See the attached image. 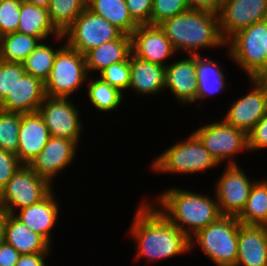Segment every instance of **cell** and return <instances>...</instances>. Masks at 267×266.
Returning <instances> with one entry per match:
<instances>
[{
    "mask_svg": "<svg viewBox=\"0 0 267 266\" xmlns=\"http://www.w3.org/2000/svg\"><path fill=\"white\" fill-rule=\"evenodd\" d=\"M133 219L130 233L138 244L136 259L158 261L190 251L189 237L151 203L142 202Z\"/></svg>",
    "mask_w": 267,
    "mask_h": 266,
    "instance_id": "1",
    "label": "cell"
},
{
    "mask_svg": "<svg viewBox=\"0 0 267 266\" xmlns=\"http://www.w3.org/2000/svg\"><path fill=\"white\" fill-rule=\"evenodd\" d=\"M175 51H187L189 55H199L196 51L214 46H227L217 14L188 10L159 24Z\"/></svg>",
    "mask_w": 267,
    "mask_h": 266,
    "instance_id": "2",
    "label": "cell"
},
{
    "mask_svg": "<svg viewBox=\"0 0 267 266\" xmlns=\"http://www.w3.org/2000/svg\"><path fill=\"white\" fill-rule=\"evenodd\" d=\"M156 199V208L189 239L222 216L217 200L181 188H170Z\"/></svg>",
    "mask_w": 267,
    "mask_h": 266,
    "instance_id": "3",
    "label": "cell"
},
{
    "mask_svg": "<svg viewBox=\"0 0 267 266\" xmlns=\"http://www.w3.org/2000/svg\"><path fill=\"white\" fill-rule=\"evenodd\" d=\"M240 224L237 217L220 216L191 237L190 249L197 243L216 266H235Z\"/></svg>",
    "mask_w": 267,
    "mask_h": 266,
    "instance_id": "4",
    "label": "cell"
},
{
    "mask_svg": "<svg viewBox=\"0 0 267 266\" xmlns=\"http://www.w3.org/2000/svg\"><path fill=\"white\" fill-rule=\"evenodd\" d=\"M229 56L250 79L266 74L267 25L259 21L233 35L227 42Z\"/></svg>",
    "mask_w": 267,
    "mask_h": 266,
    "instance_id": "5",
    "label": "cell"
},
{
    "mask_svg": "<svg viewBox=\"0 0 267 266\" xmlns=\"http://www.w3.org/2000/svg\"><path fill=\"white\" fill-rule=\"evenodd\" d=\"M218 165L195 133L163 151L152 163L155 172L198 173Z\"/></svg>",
    "mask_w": 267,
    "mask_h": 266,
    "instance_id": "6",
    "label": "cell"
},
{
    "mask_svg": "<svg viewBox=\"0 0 267 266\" xmlns=\"http://www.w3.org/2000/svg\"><path fill=\"white\" fill-rule=\"evenodd\" d=\"M85 56L65 44L56 54L49 78L45 81L48 97L69 98L88 79Z\"/></svg>",
    "mask_w": 267,
    "mask_h": 266,
    "instance_id": "7",
    "label": "cell"
},
{
    "mask_svg": "<svg viewBox=\"0 0 267 266\" xmlns=\"http://www.w3.org/2000/svg\"><path fill=\"white\" fill-rule=\"evenodd\" d=\"M51 191L52 185L47 180L39 177L28 165H22L0 191L1 211L15 215L16 210L38 203Z\"/></svg>",
    "mask_w": 267,
    "mask_h": 266,
    "instance_id": "8",
    "label": "cell"
},
{
    "mask_svg": "<svg viewBox=\"0 0 267 266\" xmlns=\"http://www.w3.org/2000/svg\"><path fill=\"white\" fill-rule=\"evenodd\" d=\"M122 34L119 29L88 8L84 9L63 33L68 39L66 44L82 55L105 42L118 39Z\"/></svg>",
    "mask_w": 267,
    "mask_h": 266,
    "instance_id": "9",
    "label": "cell"
},
{
    "mask_svg": "<svg viewBox=\"0 0 267 266\" xmlns=\"http://www.w3.org/2000/svg\"><path fill=\"white\" fill-rule=\"evenodd\" d=\"M194 133L218 164L229 159L228 165H237L233 156L249 151L248 134L224 121L204 125Z\"/></svg>",
    "mask_w": 267,
    "mask_h": 266,
    "instance_id": "10",
    "label": "cell"
},
{
    "mask_svg": "<svg viewBox=\"0 0 267 266\" xmlns=\"http://www.w3.org/2000/svg\"><path fill=\"white\" fill-rule=\"evenodd\" d=\"M39 114L42 116L50 136L60 137L79 142L82 130L79 109L68 98L48 97L39 106Z\"/></svg>",
    "mask_w": 267,
    "mask_h": 266,
    "instance_id": "11",
    "label": "cell"
},
{
    "mask_svg": "<svg viewBox=\"0 0 267 266\" xmlns=\"http://www.w3.org/2000/svg\"><path fill=\"white\" fill-rule=\"evenodd\" d=\"M217 182L215 199L221 215L238 217L246 205L254 182H250L238 165H227Z\"/></svg>",
    "mask_w": 267,
    "mask_h": 266,
    "instance_id": "12",
    "label": "cell"
},
{
    "mask_svg": "<svg viewBox=\"0 0 267 266\" xmlns=\"http://www.w3.org/2000/svg\"><path fill=\"white\" fill-rule=\"evenodd\" d=\"M220 31L227 42L239 31L267 17V0H222Z\"/></svg>",
    "mask_w": 267,
    "mask_h": 266,
    "instance_id": "13",
    "label": "cell"
},
{
    "mask_svg": "<svg viewBox=\"0 0 267 266\" xmlns=\"http://www.w3.org/2000/svg\"><path fill=\"white\" fill-rule=\"evenodd\" d=\"M254 88L249 94L233 103L224 118V122L247 134L267 113V90L259 79H250Z\"/></svg>",
    "mask_w": 267,
    "mask_h": 266,
    "instance_id": "14",
    "label": "cell"
},
{
    "mask_svg": "<svg viewBox=\"0 0 267 266\" xmlns=\"http://www.w3.org/2000/svg\"><path fill=\"white\" fill-rule=\"evenodd\" d=\"M77 142L73 140L50 137L43 150L28 164L41 178L50 184L61 170H64L75 158Z\"/></svg>",
    "mask_w": 267,
    "mask_h": 266,
    "instance_id": "15",
    "label": "cell"
},
{
    "mask_svg": "<svg viewBox=\"0 0 267 266\" xmlns=\"http://www.w3.org/2000/svg\"><path fill=\"white\" fill-rule=\"evenodd\" d=\"M131 37L132 55L166 66L164 60L176 52L159 25H139Z\"/></svg>",
    "mask_w": 267,
    "mask_h": 266,
    "instance_id": "16",
    "label": "cell"
},
{
    "mask_svg": "<svg viewBox=\"0 0 267 266\" xmlns=\"http://www.w3.org/2000/svg\"><path fill=\"white\" fill-rule=\"evenodd\" d=\"M45 97V83L41 79L25 73L0 103V110L21 114L38 112Z\"/></svg>",
    "mask_w": 267,
    "mask_h": 266,
    "instance_id": "17",
    "label": "cell"
},
{
    "mask_svg": "<svg viewBox=\"0 0 267 266\" xmlns=\"http://www.w3.org/2000/svg\"><path fill=\"white\" fill-rule=\"evenodd\" d=\"M50 133L39 112L21 114L19 128L18 160L28 165L43 150Z\"/></svg>",
    "mask_w": 267,
    "mask_h": 266,
    "instance_id": "18",
    "label": "cell"
},
{
    "mask_svg": "<svg viewBox=\"0 0 267 266\" xmlns=\"http://www.w3.org/2000/svg\"><path fill=\"white\" fill-rule=\"evenodd\" d=\"M235 266H267V226L240 224Z\"/></svg>",
    "mask_w": 267,
    "mask_h": 266,
    "instance_id": "19",
    "label": "cell"
},
{
    "mask_svg": "<svg viewBox=\"0 0 267 266\" xmlns=\"http://www.w3.org/2000/svg\"><path fill=\"white\" fill-rule=\"evenodd\" d=\"M165 69V88L170 89L182 104L195 102L198 91L196 55H189L187 59L165 66Z\"/></svg>",
    "mask_w": 267,
    "mask_h": 266,
    "instance_id": "20",
    "label": "cell"
},
{
    "mask_svg": "<svg viewBox=\"0 0 267 266\" xmlns=\"http://www.w3.org/2000/svg\"><path fill=\"white\" fill-rule=\"evenodd\" d=\"M2 239L21 255L49 253L50 243L38 233L30 230L13 214L3 213Z\"/></svg>",
    "mask_w": 267,
    "mask_h": 266,
    "instance_id": "21",
    "label": "cell"
},
{
    "mask_svg": "<svg viewBox=\"0 0 267 266\" xmlns=\"http://www.w3.org/2000/svg\"><path fill=\"white\" fill-rule=\"evenodd\" d=\"M53 190L41 201L23 208L14 215L30 230L44 237L51 244V229L58 217V205Z\"/></svg>",
    "mask_w": 267,
    "mask_h": 266,
    "instance_id": "22",
    "label": "cell"
},
{
    "mask_svg": "<svg viewBox=\"0 0 267 266\" xmlns=\"http://www.w3.org/2000/svg\"><path fill=\"white\" fill-rule=\"evenodd\" d=\"M130 89L142 95L156 94L165 89V66L130 55Z\"/></svg>",
    "mask_w": 267,
    "mask_h": 266,
    "instance_id": "23",
    "label": "cell"
},
{
    "mask_svg": "<svg viewBox=\"0 0 267 266\" xmlns=\"http://www.w3.org/2000/svg\"><path fill=\"white\" fill-rule=\"evenodd\" d=\"M131 54V37L122 34L118 39L105 42L84 55L87 71L101 72L112 64L128 60Z\"/></svg>",
    "mask_w": 267,
    "mask_h": 266,
    "instance_id": "24",
    "label": "cell"
},
{
    "mask_svg": "<svg viewBox=\"0 0 267 266\" xmlns=\"http://www.w3.org/2000/svg\"><path fill=\"white\" fill-rule=\"evenodd\" d=\"M17 32L37 37L41 42L52 34L59 41L65 39L52 24L48 8L22 1Z\"/></svg>",
    "mask_w": 267,
    "mask_h": 266,
    "instance_id": "25",
    "label": "cell"
},
{
    "mask_svg": "<svg viewBox=\"0 0 267 266\" xmlns=\"http://www.w3.org/2000/svg\"><path fill=\"white\" fill-rule=\"evenodd\" d=\"M87 8L123 34L131 35L139 26L131 17L125 0H87Z\"/></svg>",
    "mask_w": 267,
    "mask_h": 266,
    "instance_id": "26",
    "label": "cell"
},
{
    "mask_svg": "<svg viewBox=\"0 0 267 266\" xmlns=\"http://www.w3.org/2000/svg\"><path fill=\"white\" fill-rule=\"evenodd\" d=\"M196 73L198 81L196 100H203L224 90L225 76L212 59L202 57L201 54L196 55Z\"/></svg>",
    "mask_w": 267,
    "mask_h": 266,
    "instance_id": "27",
    "label": "cell"
},
{
    "mask_svg": "<svg viewBox=\"0 0 267 266\" xmlns=\"http://www.w3.org/2000/svg\"><path fill=\"white\" fill-rule=\"evenodd\" d=\"M241 224L267 226V180L255 181L242 213Z\"/></svg>",
    "mask_w": 267,
    "mask_h": 266,
    "instance_id": "28",
    "label": "cell"
},
{
    "mask_svg": "<svg viewBox=\"0 0 267 266\" xmlns=\"http://www.w3.org/2000/svg\"><path fill=\"white\" fill-rule=\"evenodd\" d=\"M39 43L37 37L19 32L4 35L0 37V60L23 63Z\"/></svg>",
    "mask_w": 267,
    "mask_h": 266,
    "instance_id": "29",
    "label": "cell"
},
{
    "mask_svg": "<svg viewBox=\"0 0 267 266\" xmlns=\"http://www.w3.org/2000/svg\"><path fill=\"white\" fill-rule=\"evenodd\" d=\"M87 8V0H51L48 12L54 27L63 34Z\"/></svg>",
    "mask_w": 267,
    "mask_h": 266,
    "instance_id": "30",
    "label": "cell"
},
{
    "mask_svg": "<svg viewBox=\"0 0 267 266\" xmlns=\"http://www.w3.org/2000/svg\"><path fill=\"white\" fill-rule=\"evenodd\" d=\"M61 48L55 50L40 42L22 63L25 72L45 83L51 73L55 56Z\"/></svg>",
    "mask_w": 267,
    "mask_h": 266,
    "instance_id": "31",
    "label": "cell"
},
{
    "mask_svg": "<svg viewBox=\"0 0 267 266\" xmlns=\"http://www.w3.org/2000/svg\"><path fill=\"white\" fill-rule=\"evenodd\" d=\"M87 92L90 102L104 112L115 110L123 100V92L101 78L90 82Z\"/></svg>",
    "mask_w": 267,
    "mask_h": 266,
    "instance_id": "32",
    "label": "cell"
},
{
    "mask_svg": "<svg viewBox=\"0 0 267 266\" xmlns=\"http://www.w3.org/2000/svg\"><path fill=\"white\" fill-rule=\"evenodd\" d=\"M21 113L0 110V149L17 155Z\"/></svg>",
    "mask_w": 267,
    "mask_h": 266,
    "instance_id": "33",
    "label": "cell"
},
{
    "mask_svg": "<svg viewBox=\"0 0 267 266\" xmlns=\"http://www.w3.org/2000/svg\"><path fill=\"white\" fill-rule=\"evenodd\" d=\"M188 10L190 6L187 0H153L151 25H159Z\"/></svg>",
    "mask_w": 267,
    "mask_h": 266,
    "instance_id": "34",
    "label": "cell"
},
{
    "mask_svg": "<svg viewBox=\"0 0 267 266\" xmlns=\"http://www.w3.org/2000/svg\"><path fill=\"white\" fill-rule=\"evenodd\" d=\"M22 0H0V37L17 32Z\"/></svg>",
    "mask_w": 267,
    "mask_h": 266,
    "instance_id": "35",
    "label": "cell"
},
{
    "mask_svg": "<svg viewBox=\"0 0 267 266\" xmlns=\"http://www.w3.org/2000/svg\"><path fill=\"white\" fill-rule=\"evenodd\" d=\"M100 78L121 92L130 86V57L128 60L110 65L100 72Z\"/></svg>",
    "mask_w": 267,
    "mask_h": 266,
    "instance_id": "36",
    "label": "cell"
},
{
    "mask_svg": "<svg viewBox=\"0 0 267 266\" xmlns=\"http://www.w3.org/2000/svg\"><path fill=\"white\" fill-rule=\"evenodd\" d=\"M22 63L0 60V103L13 90L17 81L25 74Z\"/></svg>",
    "mask_w": 267,
    "mask_h": 266,
    "instance_id": "37",
    "label": "cell"
},
{
    "mask_svg": "<svg viewBox=\"0 0 267 266\" xmlns=\"http://www.w3.org/2000/svg\"><path fill=\"white\" fill-rule=\"evenodd\" d=\"M22 165L16 154L0 149V191Z\"/></svg>",
    "mask_w": 267,
    "mask_h": 266,
    "instance_id": "38",
    "label": "cell"
},
{
    "mask_svg": "<svg viewBox=\"0 0 267 266\" xmlns=\"http://www.w3.org/2000/svg\"><path fill=\"white\" fill-rule=\"evenodd\" d=\"M132 19L138 25H151L153 0H125Z\"/></svg>",
    "mask_w": 267,
    "mask_h": 266,
    "instance_id": "39",
    "label": "cell"
},
{
    "mask_svg": "<svg viewBox=\"0 0 267 266\" xmlns=\"http://www.w3.org/2000/svg\"><path fill=\"white\" fill-rule=\"evenodd\" d=\"M267 147V113L248 133V149L257 150Z\"/></svg>",
    "mask_w": 267,
    "mask_h": 266,
    "instance_id": "40",
    "label": "cell"
},
{
    "mask_svg": "<svg viewBox=\"0 0 267 266\" xmlns=\"http://www.w3.org/2000/svg\"><path fill=\"white\" fill-rule=\"evenodd\" d=\"M20 253L3 239L0 242V266H15Z\"/></svg>",
    "mask_w": 267,
    "mask_h": 266,
    "instance_id": "41",
    "label": "cell"
},
{
    "mask_svg": "<svg viewBox=\"0 0 267 266\" xmlns=\"http://www.w3.org/2000/svg\"><path fill=\"white\" fill-rule=\"evenodd\" d=\"M191 10H202L214 14L219 13L222 0H187Z\"/></svg>",
    "mask_w": 267,
    "mask_h": 266,
    "instance_id": "42",
    "label": "cell"
},
{
    "mask_svg": "<svg viewBox=\"0 0 267 266\" xmlns=\"http://www.w3.org/2000/svg\"><path fill=\"white\" fill-rule=\"evenodd\" d=\"M48 253H34L20 255L15 266H46L44 258Z\"/></svg>",
    "mask_w": 267,
    "mask_h": 266,
    "instance_id": "43",
    "label": "cell"
},
{
    "mask_svg": "<svg viewBox=\"0 0 267 266\" xmlns=\"http://www.w3.org/2000/svg\"><path fill=\"white\" fill-rule=\"evenodd\" d=\"M30 4H34L36 6H42L48 8L51 0H22Z\"/></svg>",
    "mask_w": 267,
    "mask_h": 266,
    "instance_id": "44",
    "label": "cell"
},
{
    "mask_svg": "<svg viewBox=\"0 0 267 266\" xmlns=\"http://www.w3.org/2000/svg\"><path fill=\"white\" fill-rule=\"evenodd\" d=\"M3 234V212H0V242L2 241Z\"/></svg>",
    "mask_w": 267,
    "mask_h": 266,
    "instance_id": "45",
    "label": "cell"
},
{
    "mask_svg": "<svg viewBox=\"0 0 267 266\" xmlns=\"http://www.w3.org/2000/svg\"><path fill=\"white\" fill-rule=\"evenodd\" d=\"M258 79L263 83V85L266 87L267 90V73L260 76Z\"/></svg>",
    "mask_w": 267,
    "mask_h": 266,
    "instance_id": "46",
    "label": "cell"
},
{
    "mask_svg": "<svg viewBox=\"0 0 267 266\" xmlns=\"http://www.w3.org/2000/svg\"><path fill=\"white\" fill-rule=\"evenodd\" d=\"M264 20L266 21V25H267V17ZM266 73H267V50H266Z\"/></svg>",
    "mask_w": 267,
    "mask_h": 266,
    "instance_id": "47",
    "label": "cell"
}]
</instances>
